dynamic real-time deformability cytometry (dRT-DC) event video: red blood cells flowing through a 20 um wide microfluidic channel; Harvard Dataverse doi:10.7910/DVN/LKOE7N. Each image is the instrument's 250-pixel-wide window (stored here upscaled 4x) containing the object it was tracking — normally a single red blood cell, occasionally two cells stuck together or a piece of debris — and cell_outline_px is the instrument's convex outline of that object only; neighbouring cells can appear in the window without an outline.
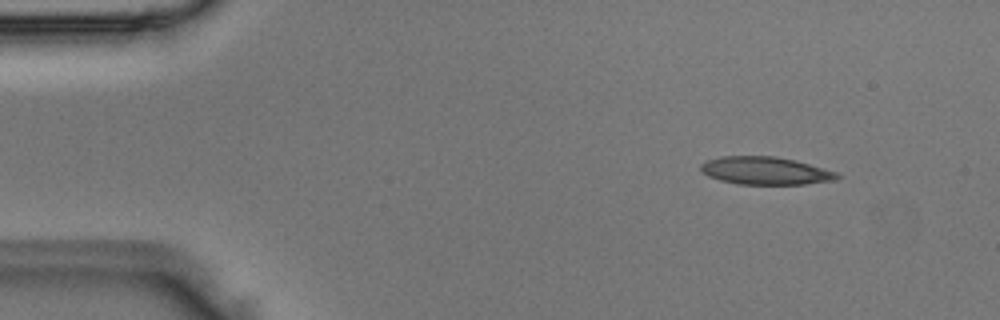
{"species": "Egyptian fruit bat (a non-hibernating species)", "species_latin": "Rousettus aegyptiacus", "temperature_condition": "room temperature", "stored_images_in_passage": 4, "camera_frame_rate_fps": 3000, "um_per_image_px": 0.085, "animal": {"sex": "male"}, "frame": {"image": 1, "passage_image": 1, "time_ms": 0.0, "image_size_px": [1000, 320], "cell_outline_px": [[840, 176], [836, 180], [804, 184], [736, 184], [720, 180], [708, 176], [700, 172], [700, 164], [704, 160], [720, 156], [776, 156], [796, 160], [840, 172]], "centroid_in_image_um": [65.05, 14.5], "position_along_channel_um": 19.9, "area_um2": 22.48}}